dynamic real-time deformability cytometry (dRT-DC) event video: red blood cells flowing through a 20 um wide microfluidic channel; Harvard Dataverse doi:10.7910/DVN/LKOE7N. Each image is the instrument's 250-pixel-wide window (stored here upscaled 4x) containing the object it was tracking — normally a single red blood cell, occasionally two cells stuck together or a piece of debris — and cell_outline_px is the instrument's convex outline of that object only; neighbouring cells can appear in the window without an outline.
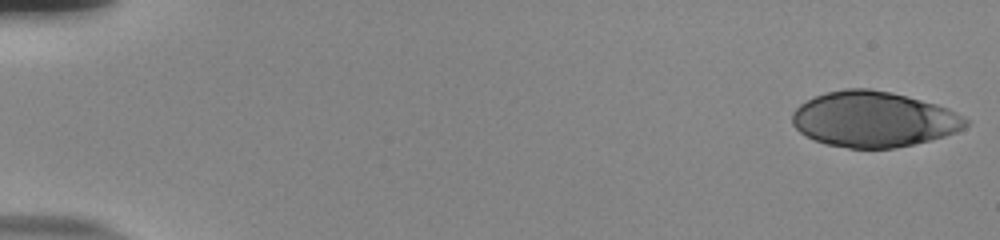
{"species": "human", "species_latin": "Homo sapiens", "temperature_condition": "room temperature", "stored_images_in_passage": 54, "camera_frame_rate_fps": 3000, "um_per_image_px": 0.085, "donor": {"sex": "male"}, "frame": {"image": 1, "passage_image": 1, "time_ms": 0.0, "image_size_px": [1000, 240], "cell_outline_px": [[968, 124], [964, 128], [956, 132], [944, 136], [896, 148], [848, 148], [828, 144], [816, 140], [800, 132], [792, 124], [792, 112], [800, 104], [816, 96], [828, 92], [844, 88], [872, 88], [892, 92], [936, 104], [948, 108], [964, 116], [968, 120]], "centroid_in_image_um": [74.27, 10.13], "position_along_channel_um": 10.7, "area_um2": 56.01}}
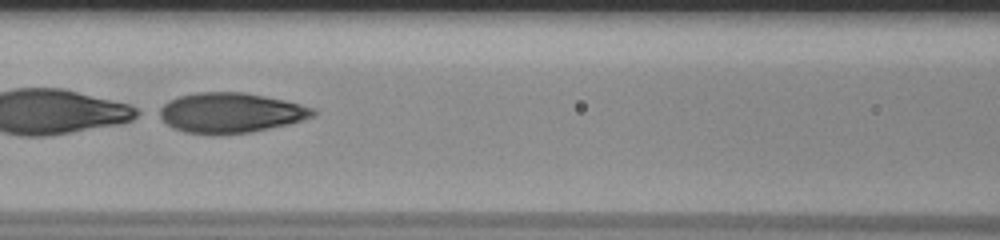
{"frame": {"image": 2, "passage_image": 26, "time_ms": 8.333, "image_size_px": [1000, 240], "cell_outline_px": [[316, 116], [288, 124], [252, 132], [216, 136], [212, 136], [184, 132], [172, 128], [152, 112], [168, 100], [176, 96], [196, 92], [244, 92], [284, 100], [316, 108]], "centroid_in_image_um": [19.51, 9.6], "position_along_channel_um": 147.1, "area_um2": 36.88}}
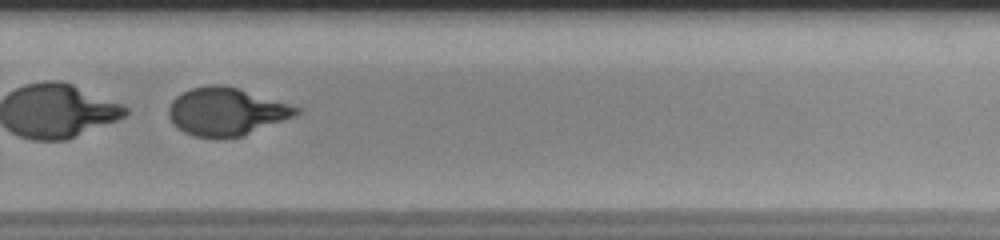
{"frame": {"image": 3, "passage_image": 39, "time_ms": 12.667, "image_size_px": [1000, 240], "cell_outline_px": [[304, 112], [296, 116], [240, 136], [196, 136], [184, 132], [176, 128], [172, 124], [168, 116], [168, 108], [172, 100], [176, 96], [192, 88], [208, 84], [220, 84], [240, 88], [304, 108]], "centroid_in_image_um": [19.27, 9.45], "position_along_channel_um": 310.5, "area_um2": 35.6}}